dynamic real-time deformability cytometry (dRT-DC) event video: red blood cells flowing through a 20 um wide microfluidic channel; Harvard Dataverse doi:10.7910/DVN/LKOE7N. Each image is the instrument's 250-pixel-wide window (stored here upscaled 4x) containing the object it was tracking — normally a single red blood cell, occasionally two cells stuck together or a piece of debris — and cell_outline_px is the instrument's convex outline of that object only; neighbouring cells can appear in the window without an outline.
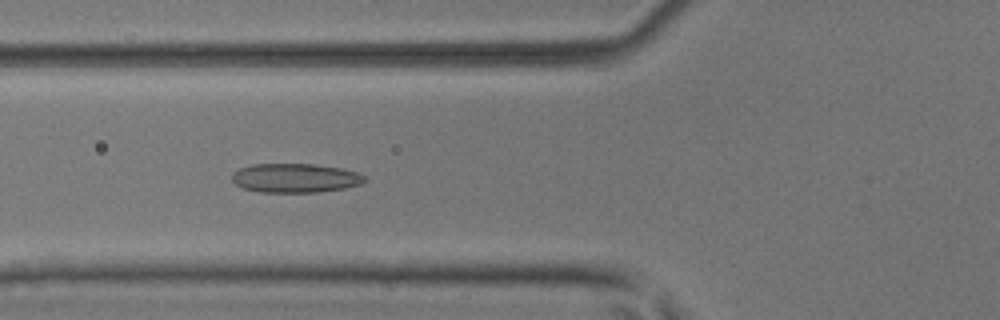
{"species": "common noctule bat (a hibernating species)", "species_latin": "Nyctalus noctula", "temperature_condition": "room temperature", "stored_images_in_passage": 6, "camera_frame_rate_fps": 3000, "um_per_image_px": 0.085, "animal": {"sex": "male", "body_mass_g": 17.9, "forearm_length_mm": 54.2}, "frame": {"image": 1, "passage_image": 4, "time_ms": 1.0, "image_size_px": [1000, 320], "cell_outline_px": [[368, 180], [360, 184], [344, 188], [316, 192], [260, 192], [244, 188], [236, 184], [232, 180], [232, 172], [240, 168], [252, 164], [312, 164], [340, 168], [360, 172], [368, 176]], "centroid_in_image_um": [25.13, 15.12], "position_along_channel_um": 100.7, "area_um2": 22.6}}
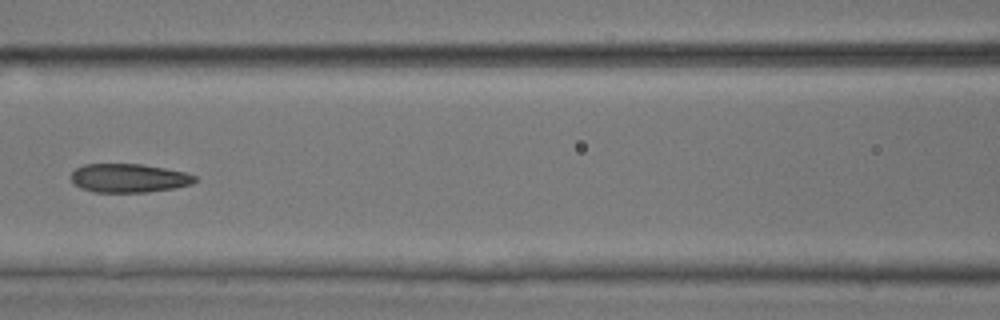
{"frame": {"image": 2, "passage_image": 5, "time_ms": 1.333, "image_size_px": [1000, 320], "cell_outline_px": [[196, 180], [192, 184], [176, 188], [148, 192], [96, 192], [80, 188], [72, 180], [72, 172], [76, 168], [84, 164], [140, 164], [164, 168], [184, 172], [196, 176]], "centroid_in_image_um": [10.97, 15.14], "position_along_channel_um": 155.6, "area_um2": 20.63}}
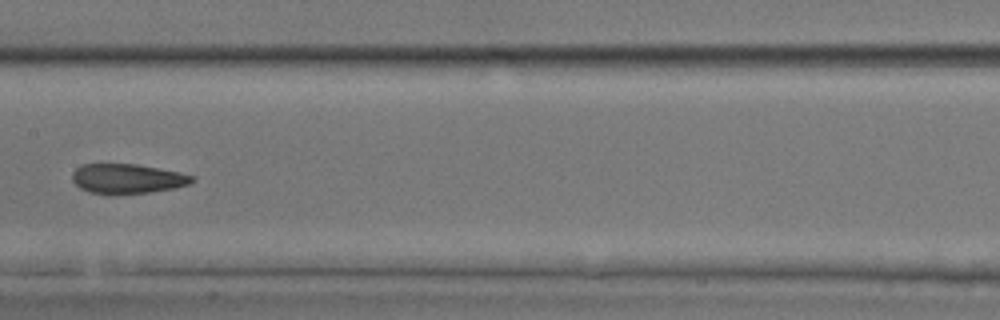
{"frame": {"image": 3, "passage_image": 6, "time_ms": 1.667, "image_size_px": [1000, 320], "cell_outline_px": [[196, 180], [188, 184], [172, 188], [148, 192], [88, 192], [80, 188], [72, 180], [72, 172], [76, 168], [84, 164], [136, 164], [180, 172], [196, 176]], "centroid_in_image_um": [10.84, 15.15], "position_along_channel_um": 196.6, "area_um2": 20.17}}